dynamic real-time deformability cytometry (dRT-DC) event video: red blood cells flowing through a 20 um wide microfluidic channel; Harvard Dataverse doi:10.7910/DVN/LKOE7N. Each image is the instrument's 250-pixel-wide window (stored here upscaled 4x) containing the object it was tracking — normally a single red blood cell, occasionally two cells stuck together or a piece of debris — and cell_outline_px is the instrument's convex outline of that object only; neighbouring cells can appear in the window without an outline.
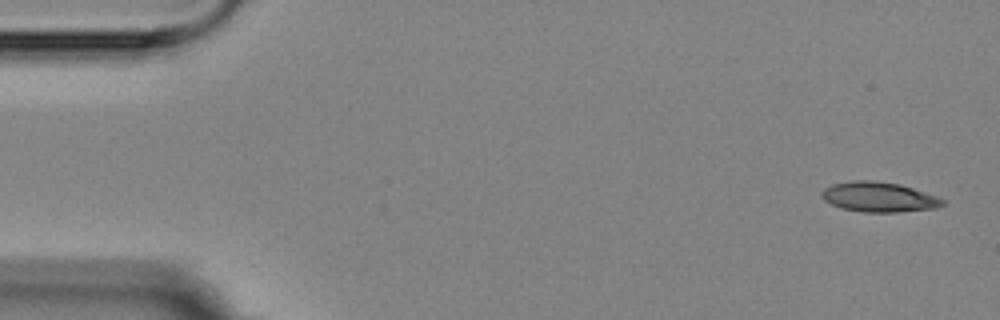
{"species": "Egyptian fruit bat (a non-hibernating species)", "species_latin": "Rousettus aegyptiacus", "temperature_condition": "room temperature", "stored_images_in_passage": 3, "camera_frame_rate_fps": 3000, "um_per_image_px": 0.085, "animal": {"sex": "female"}, "frame": {"image": 1, "passage_image": 1, "time_ms": 0.0, "image_size_px": [1000, 320], "cell_outline_px": [[948, 204], [936, 208], [896, 212], [864, 212], [840, 208], [824, 200], [820, 196], [824, 188], [832, 184], [852, 180], [872, 180], [900, 184], [936, 196], [944, 200]], "centroid_in_image_um": [74.7, 16.74], "position_along_channel_um": 10.3, "area_um2": 21.15}}